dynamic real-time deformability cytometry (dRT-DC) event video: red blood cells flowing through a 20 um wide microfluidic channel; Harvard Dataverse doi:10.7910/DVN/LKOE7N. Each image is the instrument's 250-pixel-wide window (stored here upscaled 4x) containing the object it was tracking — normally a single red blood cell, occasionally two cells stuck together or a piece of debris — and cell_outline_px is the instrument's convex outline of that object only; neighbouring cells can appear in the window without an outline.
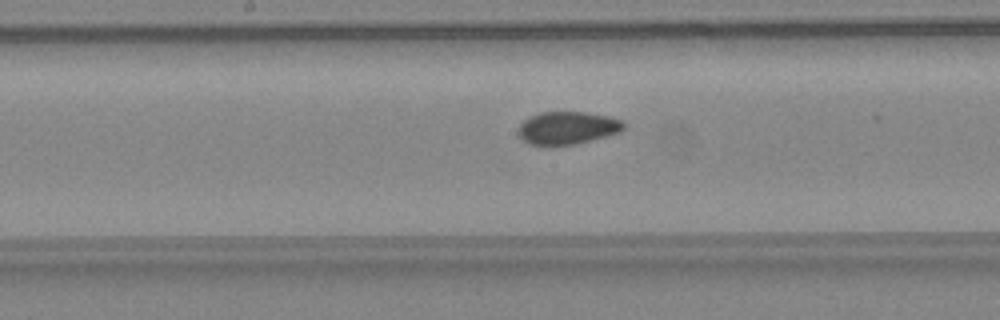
{"species": "common noctule bat (a hibernating species)", "species_latin": "Nyctalus noctula", "temperature_condition": "warm", "stored_images_in_passage": 38, "camera_frame_rate_fps": 3000, "um_per_image_px": 0.085, "animal": {"sex": "female", "body_mass_g": 24.6, "forearm_length_mm": 56.2}, "frame": {"image": 1, "passage_image": 18, "time_ms": 5.667, "image_size_px": [1000, 320], "cell_outline_px": [[624, 128], [620, 132], [576, 144], [528, 144], [520, 136], [520, 124], [524, 120], [540, 112], [584, 112], [608, 116], [624, 120]], "centroid_in_image_um": [48.28, 10.85], "position_along_channel_um": 199.9, "area_um2": 19.71}}
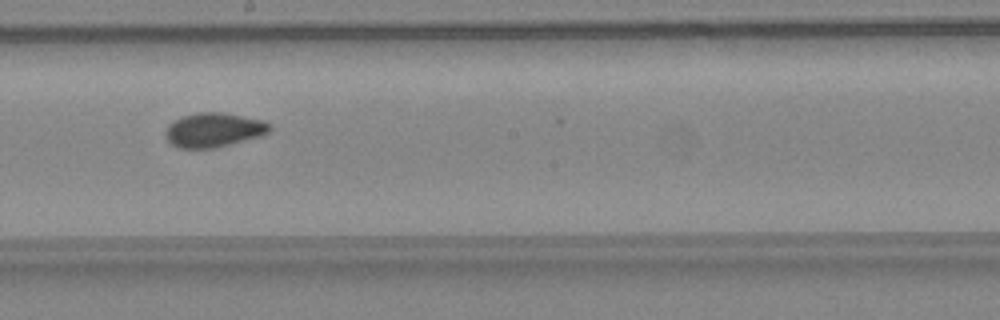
{"frame": {"image": 2, "passage_image": 20, "time_ms": 6.333, "image_size_px": [1000, 320], "cell_outline_px": [[272, 128], [268, 132], [260, 136], [216, 148], [180, 148], [172, 144], [164, 136], [168, 124], [184, 116], [196, 112], [220, 112], [260, 120], [268, 124]], "centroid_in_image_um": [18.13, 11.05], "position_along_channel_um": 230.1, "area_um2": 20.52}}
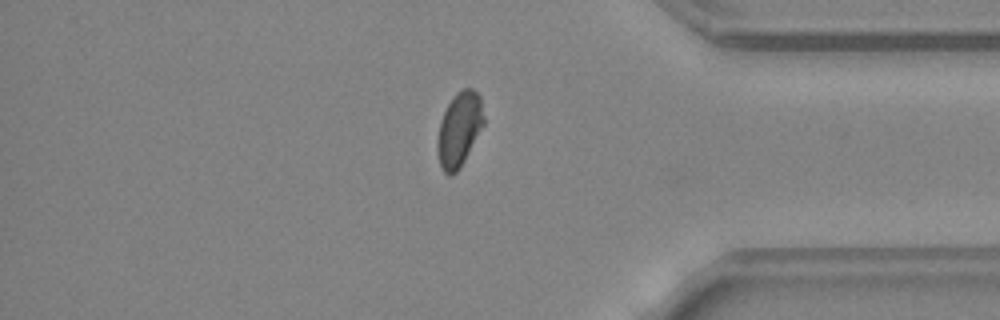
{"frame": {"image": 3, "passage_image": 32, "time_ms": 10.333, "image_size_px": [1000, 320], "cell_outline_px": [[484, 124], [460, 168], [452, 176], [448, 176], [444, 172], [440, 164], [436, 148], [436, 144], [440, 120], [448, 104], [456, 92], [464, 88], [472, 88], [480, 96], [484, 116]], "centroid_in_image_um": [39.02, 11.0], "position_along_channel_um": 396.2, "area_um2": 20.11}}